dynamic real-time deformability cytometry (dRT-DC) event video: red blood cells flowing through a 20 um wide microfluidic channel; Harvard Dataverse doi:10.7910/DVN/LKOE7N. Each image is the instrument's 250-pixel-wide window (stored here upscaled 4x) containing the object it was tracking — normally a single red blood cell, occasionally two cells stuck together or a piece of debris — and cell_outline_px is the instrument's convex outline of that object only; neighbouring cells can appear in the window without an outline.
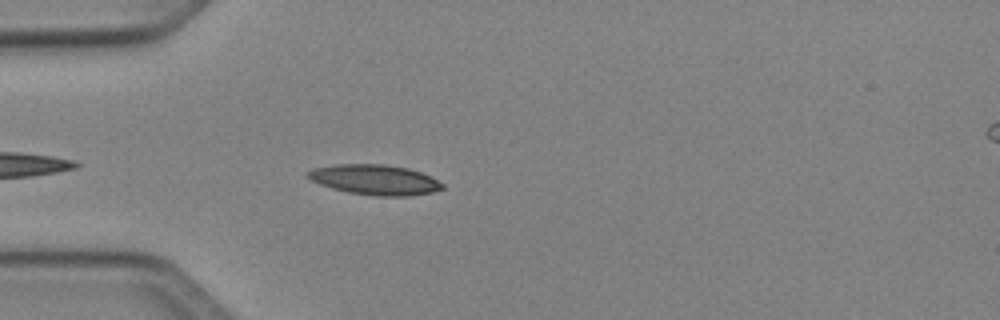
{"species": "Egyptian fruit bat (a non-hibernating species)", "species_latin": "Rousettus aegyptiacus", "temperature_condition": "cold", "stored_images_in_passage": 17, "camera_frame_rate_fps": 3000, "um_per_image_px": 0.085, "animal": {"sex": "female"}, "frame": {"image": 1, "passage_image": 1, "time_ms": 0.0, "image_size_px": [1000, 320], "cell_outline_px": [[444, 188], [432, 192], [408, 196], [376, 196], [348, 192], [332, 188], [320, 184], [304, 176], [308, 172], [316, 168], [336, 164], [384, 164], [408, 168], [432, 176], [444, 184]], "centroid_in_image_um": [31.89, 15.28], "position_along_channel_um": 53.1, "area_um2": 23.64}}